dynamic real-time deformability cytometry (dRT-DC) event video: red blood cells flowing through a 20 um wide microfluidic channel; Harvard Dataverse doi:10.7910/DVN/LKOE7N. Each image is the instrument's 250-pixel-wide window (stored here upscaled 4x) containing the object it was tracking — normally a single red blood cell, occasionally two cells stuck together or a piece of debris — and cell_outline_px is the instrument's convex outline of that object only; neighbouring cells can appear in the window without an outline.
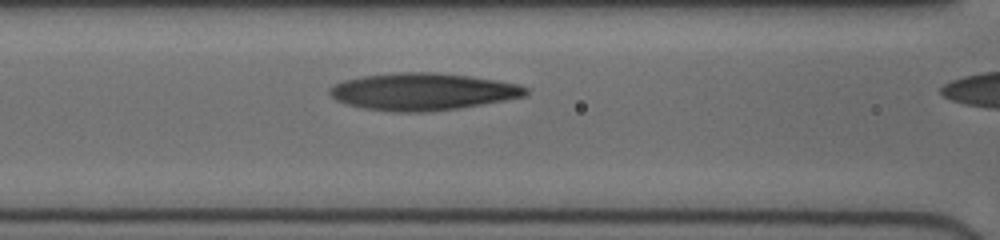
{"species": "human", "species_latin": "Homo sapiens", "temperature_condition": "cold", "stored_images_in_passage": 11, "camera_frame_rate_fps": 3000, "um_per_image_px": 0.085, "donor": {"sex": "female"}, "frame": {"image": 1, "passage_image": 10, "time_ms": 3.0, "image_size_px": [1000, 240], "cell_outline_px": [[528, 92], [524, 96], [504, 100], [460, 108], [424, 112], [396, 112], [364, 108], [348, 104], [336, 100], [328, 92], [328, 88], [344, 80], [364, 76], [400, 72], [436, 72], [468, 76], [496, 80], [520, 84], [528, 88]], "centroid_in_image_um": [35.93, 7.79], "position_along_channel_um": 130.7, "area_um2": 42.25}}